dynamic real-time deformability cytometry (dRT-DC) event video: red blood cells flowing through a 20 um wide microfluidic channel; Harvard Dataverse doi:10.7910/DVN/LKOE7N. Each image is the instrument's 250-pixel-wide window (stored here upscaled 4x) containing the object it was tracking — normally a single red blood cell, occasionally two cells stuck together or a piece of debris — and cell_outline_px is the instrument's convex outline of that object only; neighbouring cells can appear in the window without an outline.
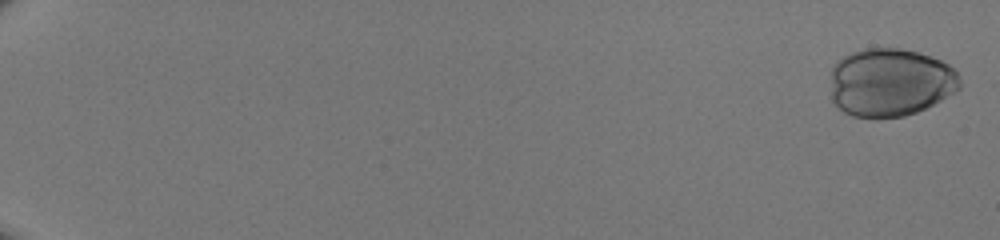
{"species": "human", "species_latin": "Homo sapiens", "temperature_condition": "room temperature", "stored_images_in_passage": 32, "camera_frame_rate_fps": 3000, "um_per_image_px": 0.085, "donor": {"sex": "male"}, "frame": {"image": 1, "passage_image": 2, "time_ms": 0.333, "image_size_px": [1000, 240], "cell_outline_px": [[960, 88], [956, 92], [916, 112], [904, 116], [876, 120], [852, 116], [844, 112], [832, 100], [832, 68], [844, 56], [852, 52], [864, 48], [900, 48], [916, 52], [940, 60], [948, 64], [956, 72], [960, 80]], "centroid_in_image_um": [75.67, 7.03], "position_along_channel_um": 9.3, "area_um2": 51.56}}
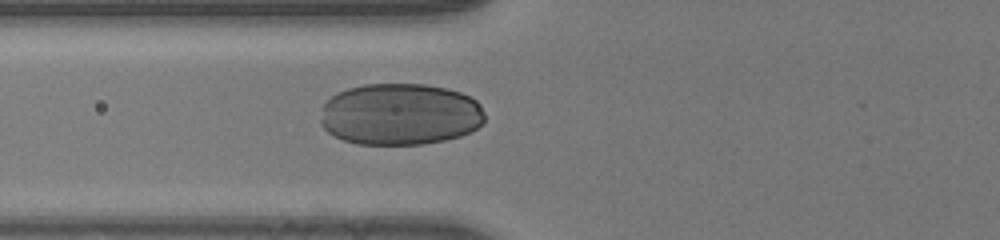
{"frame": {"image": 2, "passage_image": 24, "time_ms": 7.667, "image_size_px": [1000, 240], "cell_outline_px": [[484, 120], [476, 128], [460, 136], [444, 140], [424, 144], [356, 144], [344, 140], [328, 132], [320, 124], [320, 120], [324, 100], [336, 92], [348, 88], [364, 84], [424, 84], [448, 88], [460, 92], [476, 100], [480, 104], [484, 112]], "centroid_in_image_um": [33.98, 9.7], "position_along_channel_um": 91.8, "area_um2": 59.53}}
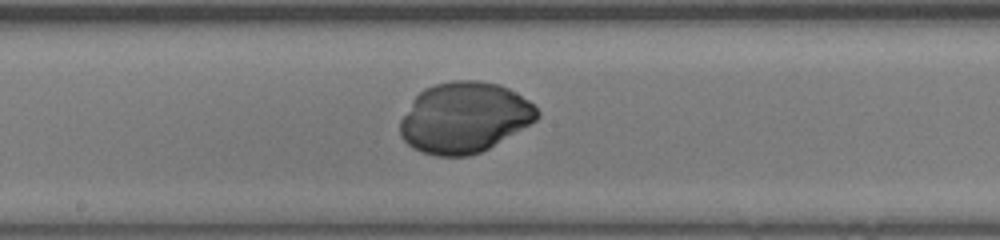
{"frame": {"image": 3, "passage_image": 32, "time_ms": 10.333, "image_size_px": [1000, 240], "cell_outline_px": [[540, 116], [536, 120], [488, 148], [480, 152], [468, 156], [436, 156], [412, 148], [400, 136], [400, 120], [412, 100], [424, 88], [436, 84], [452, 80], [476, 80], [500, 84], [516, 92], [528, 100], [540, 112]], "centroid_in_image_um": [39.45, 9.98], "position_along_channel_um": 208.7, "area_um2": 56.24}}